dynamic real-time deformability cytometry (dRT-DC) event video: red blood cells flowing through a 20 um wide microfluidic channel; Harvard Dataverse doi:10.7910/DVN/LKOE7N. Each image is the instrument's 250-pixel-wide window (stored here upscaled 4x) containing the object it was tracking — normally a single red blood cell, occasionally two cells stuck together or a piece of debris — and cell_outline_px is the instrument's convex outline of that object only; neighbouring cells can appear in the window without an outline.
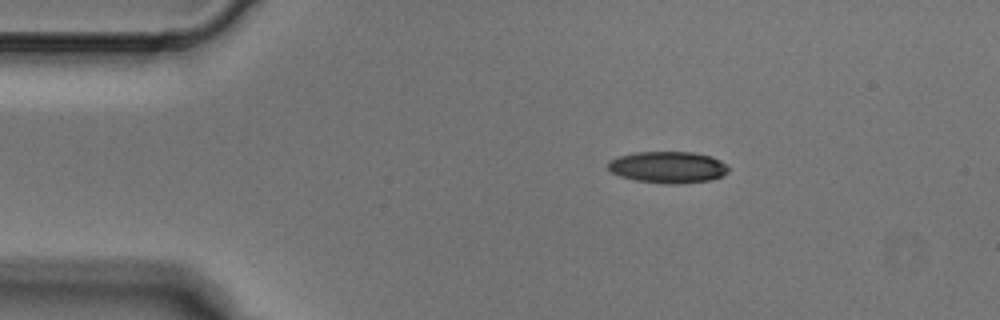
{"species": "Egyptian fruit bat (a non-hibernating species)", "species_latin": "Rousettus aegyptiacus", "temperature_condition": "cold", "stored_images_in_passage": 4, "camera_frame_rate_fps": 3000, "um_per_image_px": 0.085, "animal": {"sex": "male"}, "frame": {"image": 1, "passage_image": 1, "time_ms": 0.0, "image_size_px": [1000, 320], "cell_outline_px": [[728, 172], [720, 176], [708, 180], [684, 184], [664, 184], [636, 180], [620, 176], [612, 172], [608, 168], [608, 164], [612, 160], [620, 156], [636, 152], [692, 152], [712, 156], [720, 160], [728, 168]], "centroid_in_image_um": [56.79, 14.22], "position_along_channel_um": 28.2, "area_um2": 22.02}}
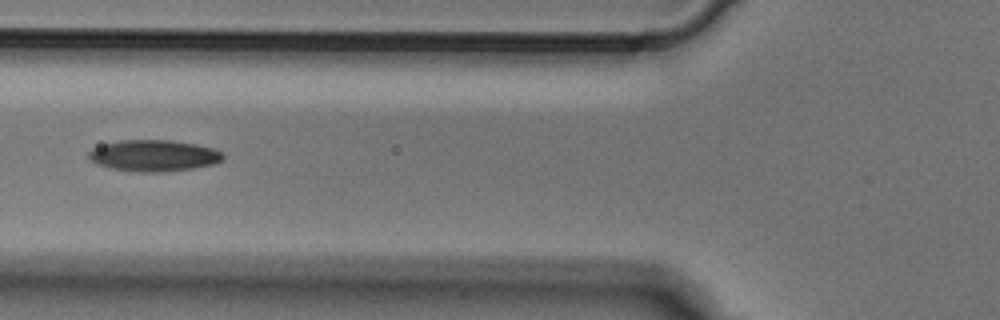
{"frame": {"image": 2, "passage_image": 3, "time_ms": 0.667, "image_size_px": [1000, 320], "cell_outline_px": [[224, 160], [216, 164], [192, 168], [160, 172], [136, 172], [112, 168], [96, 164], [88, 156], [88, 152], [92, 148], [104, 144], [120, 140], [168, 140], [196, 144], [212, 148], [220, 152], [224, 156]], "centroid_in_image_um": [13.07, 13.23], "position_along_channel_um": 112.7, "area_um2": 24.51}}
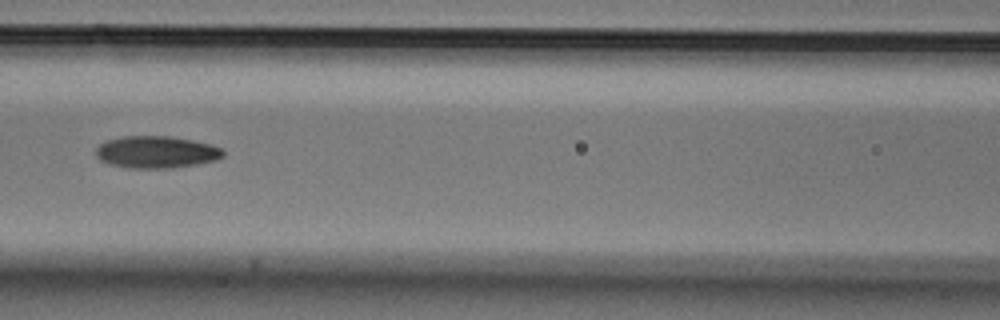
{"frame": {"image": 3, "passage_image": 4, "time_ms": 1.0, "image_size_px": [1000, 320], "cell_outline_px": [[224, 156], [216, 160], [196, 164], [172, 168], [128, 168], [112, 164], [100, 160], [96, 156], [96, 148], [100, 144], [108, 140], [124, 136], [168, 136], [192, 140], [212, 144], [224, 148]], "centroid_in_image_um": [13.32, 12.92], "position_along_channel_um": 153.3, "area_um2": 23.81}}